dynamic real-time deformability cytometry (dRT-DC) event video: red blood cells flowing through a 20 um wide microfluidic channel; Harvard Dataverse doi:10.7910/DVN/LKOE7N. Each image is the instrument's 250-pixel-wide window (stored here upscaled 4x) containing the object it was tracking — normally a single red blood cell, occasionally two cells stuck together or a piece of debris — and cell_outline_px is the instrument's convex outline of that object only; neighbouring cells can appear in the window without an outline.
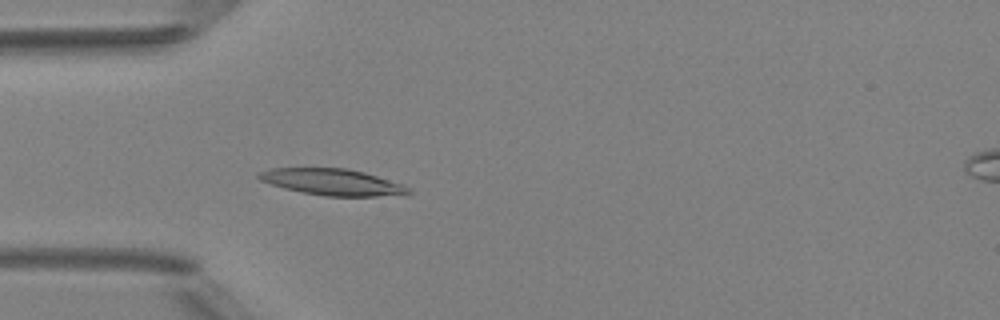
{"species": "Egyptian fruit bat (a non-hibernating species)", "species_latin": "Rousettus aegyptiacus", "temperature_condition": "room temperature", "stored_images_in_passage": 5, "camera_frame_rate_fps": 3000, "um_per_image_px": 0.085, "animal": {"sex": "female"}, "frame": {"image": 1, "passage_image": 5, "time_ms": 4.667, "image_size_px": [1000, 320], "cell_outline_px": [[412, 192], [376, 196], [324, 196], [284, 188], [260, 180], [256, 176], [260, 172], [272, 168], [348, 168], [364, 172], [404, 184]], "centroid_in_image_um": [28.23, 15.46], "position_along_channel_um": 56.8, "area_um2": 22.66}}